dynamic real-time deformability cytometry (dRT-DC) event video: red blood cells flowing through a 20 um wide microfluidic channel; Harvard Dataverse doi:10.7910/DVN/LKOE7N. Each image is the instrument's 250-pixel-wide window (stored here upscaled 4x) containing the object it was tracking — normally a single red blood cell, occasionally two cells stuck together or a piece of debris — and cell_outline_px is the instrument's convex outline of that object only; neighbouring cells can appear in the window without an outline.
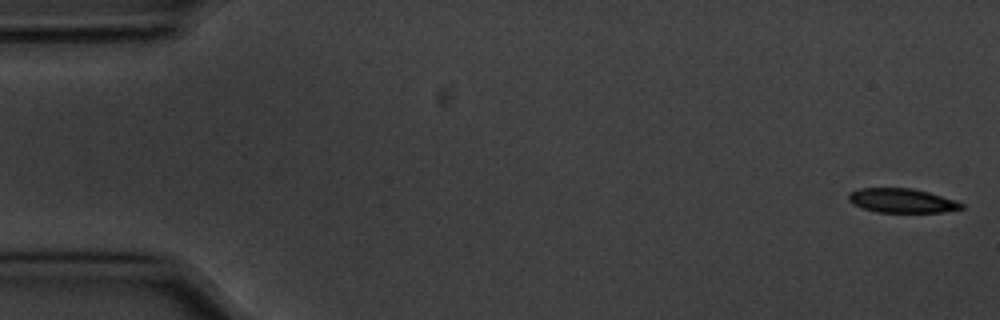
{"species": "common noctule bat (a hibernating species)", "species_latin": "Nyctalus noctula", "temperature_condition": "cold", "stored_images_in_passage": 57, "segment_of_instrument_passage": [1, 2], "camera_frame_rate_fps": 3000, "um_per_image_px": 0.085, "animal": {"sex": "male", "body_mass_g": 20.1, "forearm_length_mm": 53.5}, "frame": {"image": 1, "passage_image": 1, "time_ms": 0.0, "image_size_px": [1000, 320], "cell_outline_px": [[964, 208], [940, 212], [876, 212], [852, 204], [848, 200], [848, 192], [860, 188], [912, 188], [928, 192], [964, 204]], "centroid_in_image_um": [76.59, 17.05], "position_along_channel_um": 8.4, "area_um2": 15.78}}
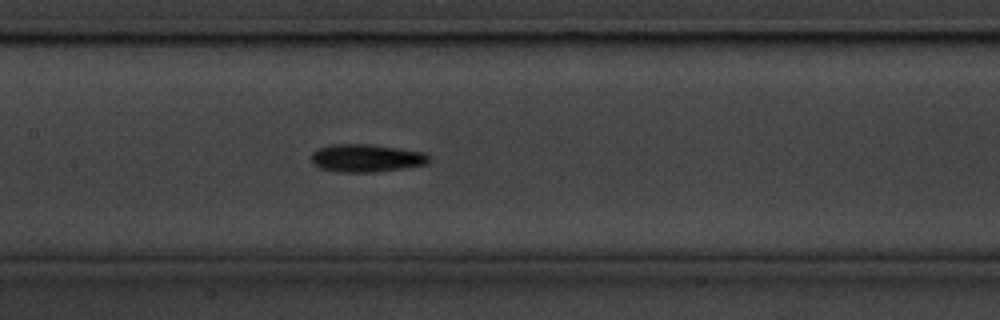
{"frame": {"image": 2, "passage_image": 26, "time_ms": 8.333, "image_size_px": [1000, 320], "cell_outline_px": [[432, 160], [428, 164], [404, 168], [372, 172], [340, 172], [320, 168], [312, 164], [312, 152], [316, 148], [332, 144], [368, 144], [424, 152]], "centroid_in_image_um": [31.12, 13.44], "position_along_channel_um": 176.3, "area_um2": 19.13}}
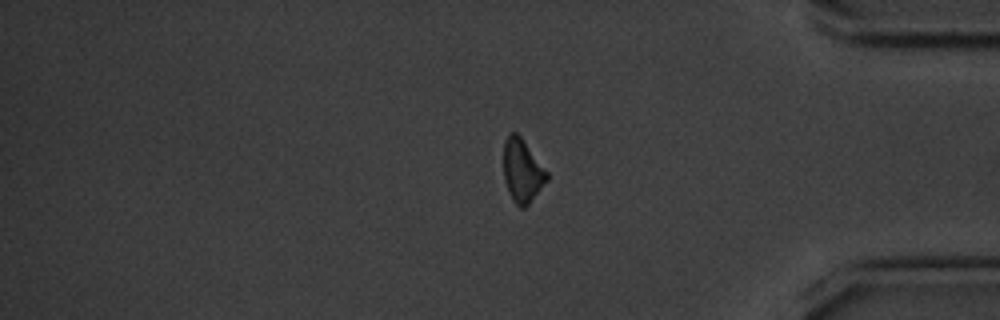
{"frame": {"image": 3, "passage_image": 46, "time_ms": 15.0, "image_size_px": [1000, 320], "cell_outline_px": [[548, 180], [528, 204], [524, 208], [520, 208], [512, 200], [508, 192], [504, 180], [504, 140], [508, 132], [516, 132], [520, 136], [548, 172]], "centroid_in_image_um": [44.38, 14.51], "position_along_channel_um": 390.8, "area_um2": 15.95}}